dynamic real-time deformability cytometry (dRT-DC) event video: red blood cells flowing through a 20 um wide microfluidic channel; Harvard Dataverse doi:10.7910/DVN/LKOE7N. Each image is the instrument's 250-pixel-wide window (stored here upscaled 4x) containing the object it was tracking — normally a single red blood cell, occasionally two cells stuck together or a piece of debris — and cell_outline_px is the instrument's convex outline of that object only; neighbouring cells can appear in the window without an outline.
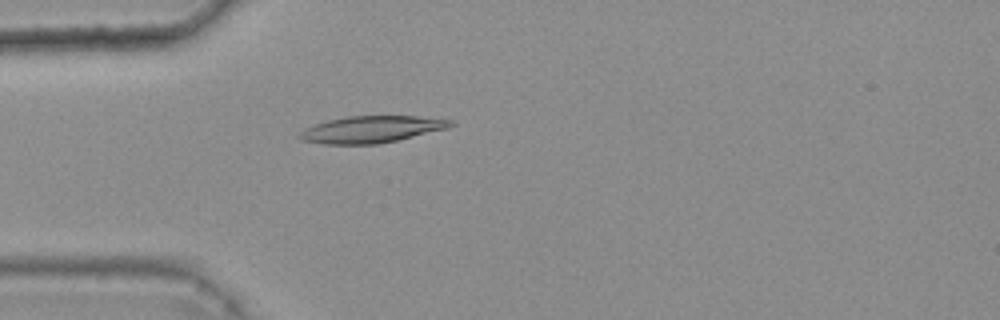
{"species": "common noctule bat (a hibernating species)", "species_latin": "Nyctalus noctula", "temperature_condition": "warm", "stored_images_in_passage": 46, "camera_frame_rate_fps": 3000, "um_per_image_px": 0.085, "animal": {"sex": "female", "body_mass_g": 25.1}, "frame": {"image": 1, "passage_image": 13, "time_ms": 4.0, "image_size_px": [1000, 320], "cell_outline_px": [[456, 124], [448, 128], [396, 140], [376, 144], [324, 144], [300, 140], [296, 136], [304, 128], [328, 120], [348, 116], [416, 116], [452, 120]], "centroid_in_image_um": [31.54, 10.99], "position_along_channel_um": 53.5, "area_um2": 23.47}}
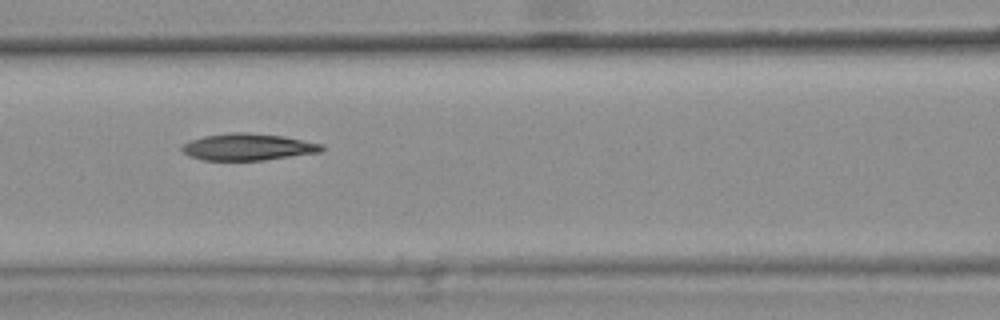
{"frame": {"image": 2, "passage_image": 21, "time_ms": 6.667, "image_size_px": [1000, 320], "cell_outline_px": [[324, 148], [320, 152], [264, 160], [204, 160], [192, 156], [184, 152], [180, 148], [184, 144], [192, 140], [204, 136], [232, 132], [244, 132], [284, 136], [320, 144]], "centroid_in_image_um": [21.07, 12.49], "position_along_channel_um": 145.5, "area_um2": 21.44}}
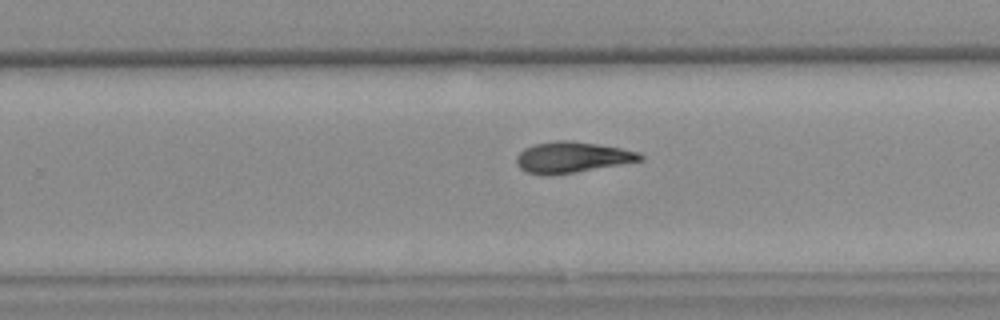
{"frame": {"image": 3, "passage_image": 32, "time_ms": 10.333, "image_size_px": [1000, 320], "cell_outline_px": [[644, 160], [576, 172], [548, 176], [540, 176], [528, 172], [520, 168], [516, 164], [516, 156], [524, 148], [536, 144], [556, 140], [568, 140], [596, 144], [620, 148], [640, 152], [644, 156]], "centroid_in_image_um": [48.61, 13.38], "position_along_channel_um": 281.2, "area_um2": 22.37}, "authors_computed_cell_mechanics": {"area_um2": 22.2241, "velocity_mm_per_s": 3.7027, "shape_relaxation_time_tau1_ms": null, "shape_relaxation_time_tau2_ms": 7.3077, "deformation_change_tau1": null, "deformation_change_tau2": 0.1609}}